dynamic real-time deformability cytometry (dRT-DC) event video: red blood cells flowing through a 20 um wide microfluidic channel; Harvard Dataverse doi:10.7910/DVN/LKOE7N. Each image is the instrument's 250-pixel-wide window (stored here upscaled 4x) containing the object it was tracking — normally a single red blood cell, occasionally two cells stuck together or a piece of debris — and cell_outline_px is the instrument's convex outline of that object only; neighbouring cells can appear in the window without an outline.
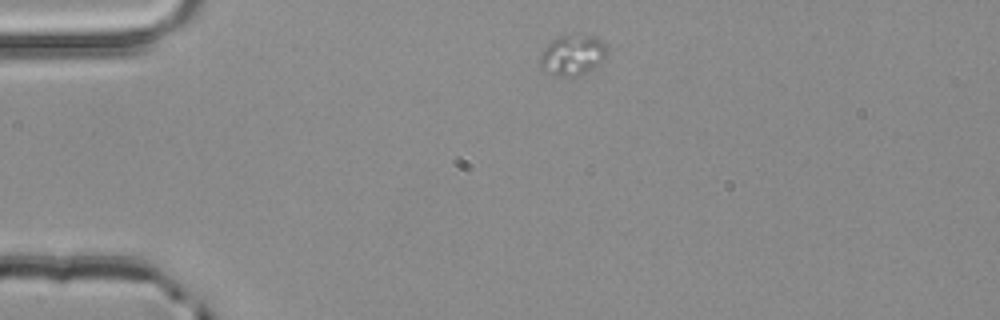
{"species": "common noctule bat (a hibernating species)", "species_latin": "Nyctalus noctula", "temperature_condition": "room temperature", "stored_images_in_passage": 3, "camera_frame_rate_fps": 3000, "um_per_image_px": 0.085, "animal": {"sex": "male", "body_mass_g": 20.4}, "frame": {"image": 1, "passage_image": 1, "time_ms": 0.0, "image_size_px": [1000, 320], "cell_outline_px": [[608, 56], [600, 64], [576, 76], [552, 76], [544, 72], [540, 68], [540, 56], [544, 48], [556, 36], [572, 32], [592, 36], [600, 40], [608, 48]], "centroid_in_image_um": [48.65, 4.65], "position_along_channel_um": 36.3, "area_um2": 16.36}}